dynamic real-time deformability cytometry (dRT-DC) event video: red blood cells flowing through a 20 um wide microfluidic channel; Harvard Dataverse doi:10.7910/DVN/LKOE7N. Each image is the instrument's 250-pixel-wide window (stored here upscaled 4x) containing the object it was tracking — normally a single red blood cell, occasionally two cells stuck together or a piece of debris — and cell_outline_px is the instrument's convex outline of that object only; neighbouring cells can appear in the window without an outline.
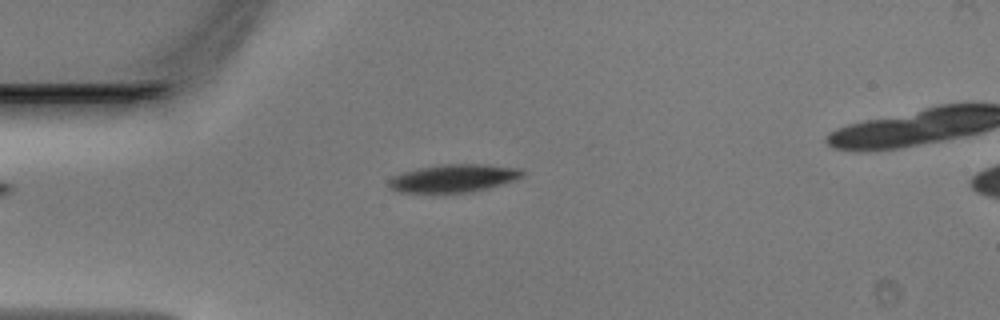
{"species": "Egyptian fruit bat (a non-hibernating species)", "species_latin": "Rousettus aegyptiacus", "temperature_condition": "warm", "stored_images_in_passage": 36, "camera_frame_rate_fps": 3000, "um_per_image_px": 0.085, "animal": {"sex": "male"}, "frame": {"image": 1, "passage_image": 1, "time_ms": 0.0, "image_size_px": [1000, 320], "cell_outline_px": [[524, 176], [504, 184], [488, 188], [468, 192], [400, 192], [392, 188], [388, 184], [388, 180], [392, 176], [404, 172], [420, 168], [440, 164], [484, 164], [524, 168]], "centroid_in_image_um": [38.63, 15.13], "position_along_channel_um": 46.4, "area_um2": 21.68}}
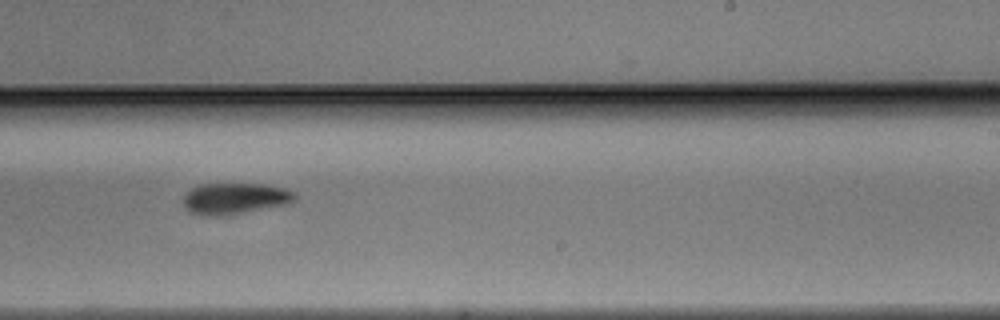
{"frame": {"image": 2, "passage_image": 18, "time_ms": 5.667, "image_size_px": [1000, 320], "cell_outline_px": [[296, 196], [292, 200], [284, 204], [240, 212], [212, 216], [188, 212], [184, 208], [184, 196], [192, 188], [200, 184], [264, 184], [284, 188], [292, 192]], "centroid_in_image_um": [19.89, 16.85], "position_along_channel_um": 269.1, "area_um2": 19.59}}
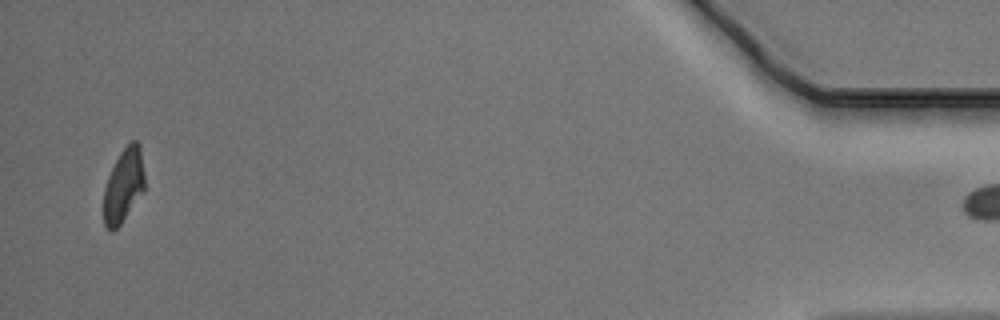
{"frame": {"image": 3, "passage_image": 35, "time_ms": 11.333, "image_size_px": [1000, 320], "cell_outline_px": [[144, 192], [120, 224], [112, 232], [104, 224], [104, 188], [108, 176], [120, 152], [132, 140], [136, 140], [140, 144], [144, 172]], "centroid_in_image_um": [10.52, 15.75], "position_along_channel_um": 424.7, "area_um2": 17.57}}